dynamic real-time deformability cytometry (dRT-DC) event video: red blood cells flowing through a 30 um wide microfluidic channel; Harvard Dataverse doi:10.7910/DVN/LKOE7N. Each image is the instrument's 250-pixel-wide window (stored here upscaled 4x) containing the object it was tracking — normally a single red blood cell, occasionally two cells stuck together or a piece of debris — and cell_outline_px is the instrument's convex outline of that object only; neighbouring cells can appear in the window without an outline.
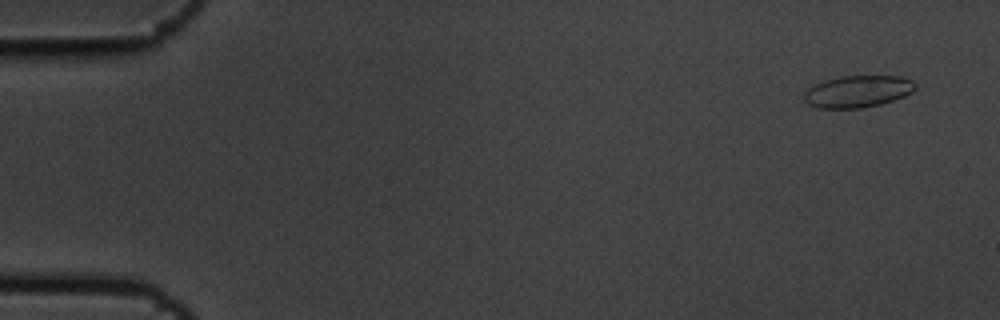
{"species": "common noctule bat (a hibernating species)", "species_latin": "Nyctalus noctula", "temperature_condition": "cold", "stored_images_in_passage": 7, "camera_frame_rate_fps": 3000, "um_per_image_px": 0.085, "animal": {"sex": "male", "body_mass_g": 19.5, "forearm_length_mm": 54.6}, "frame": {"image": 1, "passage_image": 2, "time_ms": 0.333, "image_size_px": [1000, 320], "cell_outline_px": [[916, 88], [912, 92], [904, 96], [880, 104], [860, 108], [816, 108], [808, 104], [804, 100], [804, 92], [808, 88], [824, 80], [840, 76], [900, 76], [912, 80], [916, 84]], "centroid_in_image_um": [72.9, 7.77], "position_along_channel_um": 12.1, "area_um2": 20.69}}
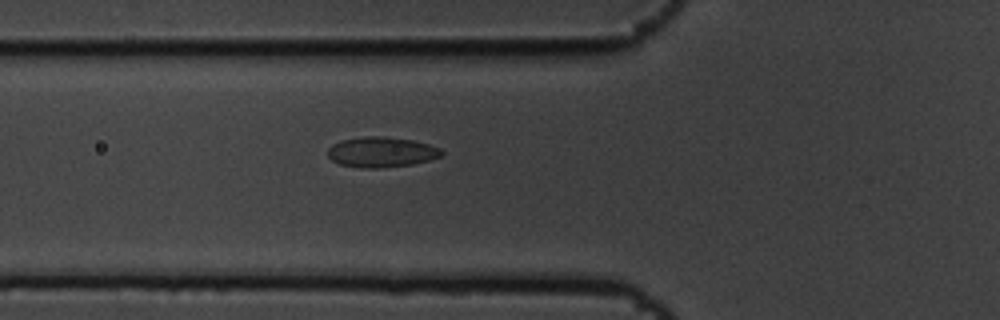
{"frame": {"image": 2, "passage_image": 7, "time_ms": 2.0, "image_size_px": [1000, 320], "cell_outline_px": [[444, 152], [440, 156], [428, 160], [412, 164], [380, 168], [360, 168], [340, 164], [332, 160], [328, 156], [328, 148], [332, 144], [340, 140], [364, 136], [384, 136], [412, 140], [428, 144], [440, 148]], "centroid_in_image_um": [32.39, 12.92], "position_along_channel_um": 93.4, "area_um2": 20.11}}